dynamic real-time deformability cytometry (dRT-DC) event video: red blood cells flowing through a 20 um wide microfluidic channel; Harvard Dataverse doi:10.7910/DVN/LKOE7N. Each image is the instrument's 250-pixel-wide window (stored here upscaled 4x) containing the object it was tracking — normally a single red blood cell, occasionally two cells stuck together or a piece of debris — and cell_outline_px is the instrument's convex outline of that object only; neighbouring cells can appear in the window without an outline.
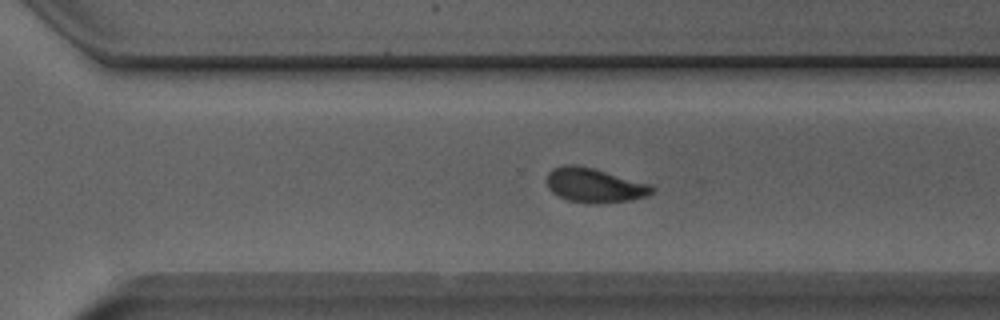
{"species": "Egyptian fruit bat (a non-hibernating species)", "species_latin": "Rousettus aegyptiacus", "temperature_condition": "room temperature", "stored_images_in_passage": 40, "camera_frame_rate_fps": 3000, "um_per_image_px": 0.085, "animal": {"sex": "male"}, "frame": {"image": 1, "passage_image": 23, "time_ms": 7.333, "image_size_px": [1000, 320], "cell_outline_px": [[656, 188], [648, 196], [632, 200], [596, 204], [592, 204], [568, 200], [552, 192], [548, 188], [548, 172], [552, 168], [564, 164], [572, 164], [592, 168], [652, 184]], "centroid_in_image_um": [50.56, 15.75], "position_along_channel_um": 320.0, "area_um2": 21.15}, "authors_computed_cell_mechanics": {"area_um2": 20.9814, "velocity_mm_per_s": 3.9584, "shape_relaxation_time_tau1_ms": 7.0871, "shape_relaxation_time_tau2_ms": 1.0518, "deformation_change_tau1": 0.1676, "deformation_change_tau2": 0.0541}}